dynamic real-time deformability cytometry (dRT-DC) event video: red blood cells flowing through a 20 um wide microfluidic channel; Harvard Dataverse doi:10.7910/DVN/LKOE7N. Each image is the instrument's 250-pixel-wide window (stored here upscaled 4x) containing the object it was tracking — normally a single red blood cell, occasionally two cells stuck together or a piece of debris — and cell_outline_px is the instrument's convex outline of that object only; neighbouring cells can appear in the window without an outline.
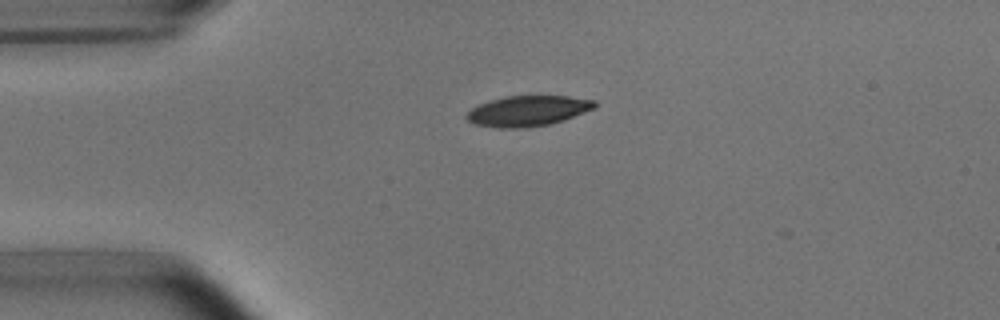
{"species": "common noctule bat (a hibernating species)", "species_latin": "Nyctalus noctula", "temperature_condition": "room temperature", "stored_images_in_passage": 3, "camera_frame_rate_fps": 3000, "um_per_image_px": 0.085, "animal": {"sex": "male", "body_mass_g": 15.6}, "frame": {"image": 1, "passage_image": 1, "time_ms": 0.0, "image_size_px": [1000, 320], "cell_outline_px": [[596, 108], [564, 120], [548, 124], [524, 128], [500, 128], [476, 124], [468, 120], [464, 116], [472, 108], [480, 104], [504, 96], [568, 96], [596, 100]], "centroid_in_image_um": [44.89, 9.42], "position_along_channel_um": 40.1, "area_um2": 22.66}}